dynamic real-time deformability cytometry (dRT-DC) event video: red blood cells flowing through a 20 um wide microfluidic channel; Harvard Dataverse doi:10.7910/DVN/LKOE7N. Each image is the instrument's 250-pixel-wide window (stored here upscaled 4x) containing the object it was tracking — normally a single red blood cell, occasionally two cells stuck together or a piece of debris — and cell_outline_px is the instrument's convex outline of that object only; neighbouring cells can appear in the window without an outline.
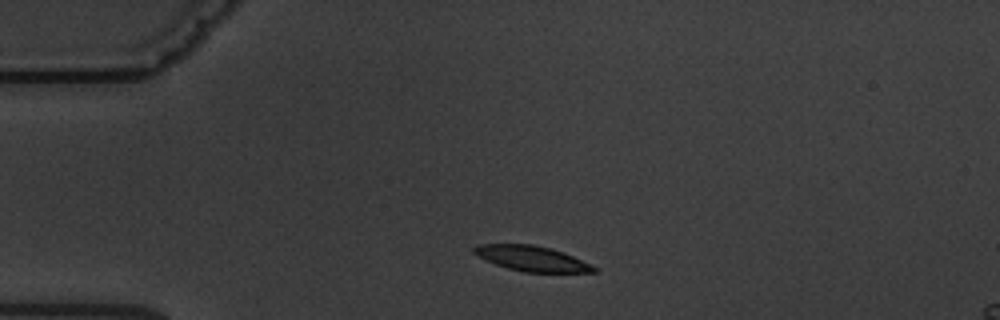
{"species": "common noctule bat (a hibernating species)", "species_latin": "Nyctalus noctula", "temperature_condition": "warm", "stored_images_in_passage": 2, "camera_frame_rate_fps": 3000, "um_per_image_px": 0.085, "animal": {"sex": "male", "body_mass_g": 19.5, "forearm_length_mm": 54.6}, "frame": {"image": 1, "passage_image": 1, "time_ms": 0.0, "image_size_px": [1000, 320], "cell_outline_px": [[600, 268], [596, 272], [524, 272], [508, 268], [496, 264], [472, 252], [472, 248], [476, 244], [532, 244], [552, 248], [564, 252]], "centroid_in_image_um": [45.25, 21.96], "position_along_channel_um": 39.8, "area_um2": 17.63}}